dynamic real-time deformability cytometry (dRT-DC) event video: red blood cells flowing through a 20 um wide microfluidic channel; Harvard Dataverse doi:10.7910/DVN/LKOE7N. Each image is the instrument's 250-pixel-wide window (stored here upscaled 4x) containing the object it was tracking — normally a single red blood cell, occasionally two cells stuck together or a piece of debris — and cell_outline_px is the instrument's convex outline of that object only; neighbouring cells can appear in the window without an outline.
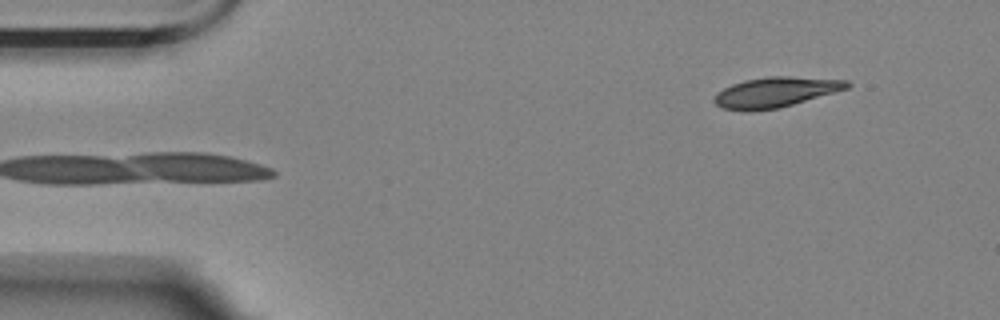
{"species": "Egyptian fruit bat (a non-hibernating species)", "species_latin": "Rousettus aegyptiacus", "temperature_condition": "room temperature", "stored_images_in_passage": 34, "camera_frame_rate_fps": 3000, "um_per_image_px": 0.085, "animal": {"sex": "female"}, "frame": {"image": 1, "passage_image": 1, "time_ms": 0.0, "image_size_px": [1000, 320], "cell_outline_px": [[852, 84], [848, 88], [792, 104], [776, 108], [748, 112], [724, 108], [716, 104], [712, 100], [716, 92], [732, 84], [744, 80], [768, 76], [788, 76], [848, 80]], "centroid_in_image_um": [65.88, 7.83], "position_along_channel_um": 19.1, "area_um2": 23.24}}
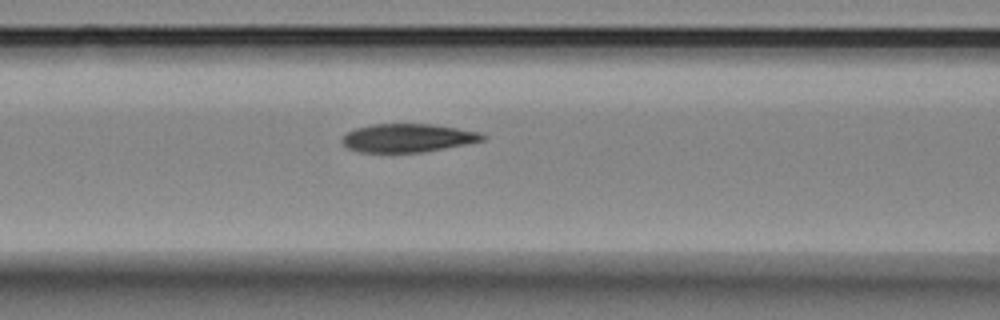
{"frame": {"image": 2, "passage_image": 18, "time_ms": 5.667, "image_size_px": [1000, 320], "cell_outline_px": [[488, 136], [484, 140], [464, 144], [420, 152], [360, 152], [348, 148], [340, 140], [348, 132], [356, 128], [372, 124], [428, 124], [456, 128], [480, 132]], "centroid_in_image_um": [34.64, 11.72], "position_along_channel_um": 132.0, "area_um2": 22.89}}
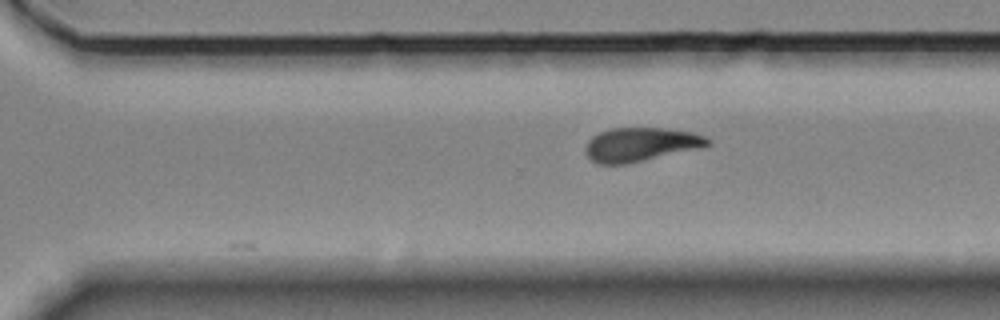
{"frame": {"image": 3, "passage_image": 34, "time_ms": 11.0, "image_size_px": [1000, 320], "cell_outline_px": [[712, 144], [700, 148], [628, 164], [596, 164], [588, 156], [584, 148], [588, 140], [592, 136], [600, 132], [612, 128], [664, 128], [692, 132], [704, 136], [712, 140]], "centroid_in_image_um": [54.46, 12.28], "position_along_channel_um": 316.1, "area_um2": 24.22}}